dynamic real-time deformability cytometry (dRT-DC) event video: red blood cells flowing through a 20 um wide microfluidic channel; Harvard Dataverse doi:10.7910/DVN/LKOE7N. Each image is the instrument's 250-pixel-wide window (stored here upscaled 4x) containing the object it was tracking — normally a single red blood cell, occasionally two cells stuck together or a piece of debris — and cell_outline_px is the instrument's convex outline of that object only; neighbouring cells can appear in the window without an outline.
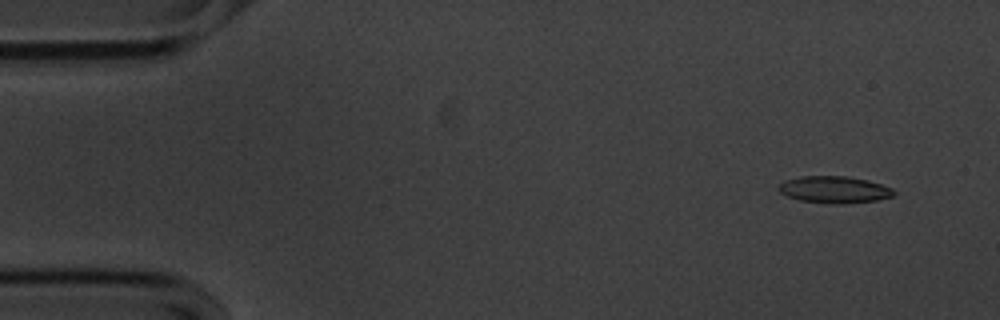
{"species": "common noctule bat (a hibernating species)", "species_latin": "Nyctalus noctula", "temperature_condition": "cold", "stored_images_in_passage": 55, "camera_frame_rate_fps": 3000, "um_per_image_px": 0.085, "animal": {"sex": "male", "body_mass_g": 20.1, "forearm_length_mm": 53.5}, "frame": {"image": 1, "passage_image": 4, "time_ms": 1.0, "image_size_px": [1000, 320], "cell_outline_px": [[896, 192], [892, 196], [876, 200], [840, 204], [836, 204], [800, 200], [788, 196], [780, 192], [776, 188], [784, 180], [800, 176], [848, 176], [868, 180], [892, 188]], "centroid_in_image_um": [70.9, 16.1], "position_along_channel_um": 14.1, "area_um2": 17.98}}
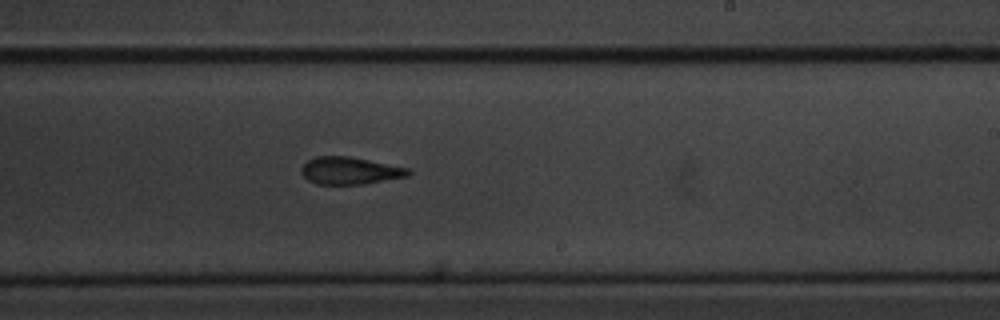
{"frame": {"image": 2, "passage_image": 33, "time_ms": 10.667, "image_size_px": [1000, 320], "cell_outline_px": [[412, 172], [408, 176], [364, 184], [316, 184], [308, 180], [300, 172], [300, 168], [308, 160], [316, 156], [348, 156], [408, 168]], "centroid_in_image_um": [29.71, 14.51], "position_along_channel_um": 259.3, "area_um2": 16.94}}
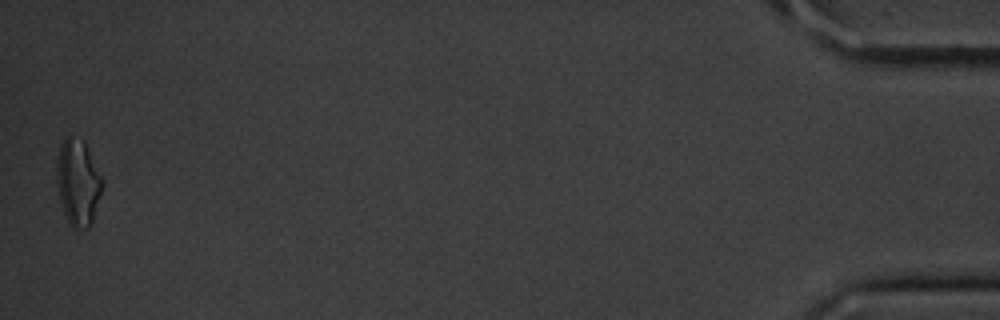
{"frame": {"image": 3, "passage_image": 55, "time_ms": 18.0, "image_size_px": [1000, 320], "cell_outline_px": [[104, 184], [92, 224], [88, 228], [76, 232], [68, 224], [60, 200], [56, 184], [56, 164], [60, 144], [68, 136], [84, 140], [104, 180]], "centroid_in_image_um": [6.64, 15.56], "position_along_channel_um": 428.6, "area_um2": 23.52}, "authors_computed_cell_mechanics": {"area_um2": 18.0914, "velocity_mm_per_s": 3.5747, "shape_relaxation_time_tau1_ms": 5.4355, "shape_relaxation_time_tau2_ms": 4.029, "deformation_change_tau1": 0.139, "deformation_change_tau2": 0.134}}